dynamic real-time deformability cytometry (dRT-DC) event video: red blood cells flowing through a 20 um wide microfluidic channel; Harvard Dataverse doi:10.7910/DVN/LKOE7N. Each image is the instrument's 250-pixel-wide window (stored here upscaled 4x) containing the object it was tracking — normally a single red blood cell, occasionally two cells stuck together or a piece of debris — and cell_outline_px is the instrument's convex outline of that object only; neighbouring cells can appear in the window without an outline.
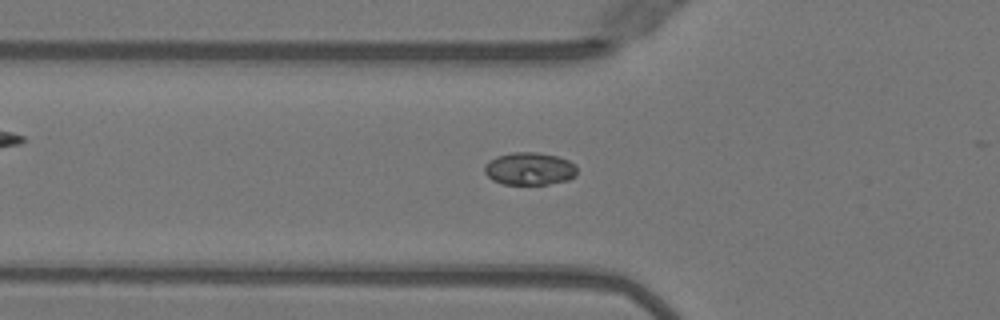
{"species": "Egyptian fruit bat (a non-hibernating species)", "species_latin": "Rousettus aegyptiacus", "temperature_condition": "warm", "stored_images_in_passage": 41, "camera_frame_rate_fps": 3000, "um_per_image_px": 0.085, "animal": {"sex": "female"}, "frame": {"image": 1, "passage_image": 7, "time_ms": 2.0, "image_size_px": [1000, 320], "cell_outline_px": [[576, 176], [568, 180], [548, 184], [504, 184], [492, 180], [484, 172], [484, 168], [488, 160], [496, 156], [512, 152], [536, 152], [556, 156], [568, 160], [576, 164]], "centroid_in_image_um": [45.0, 14.34], "position_along_channel_um": 80.8, "area_um2": 17.69}}
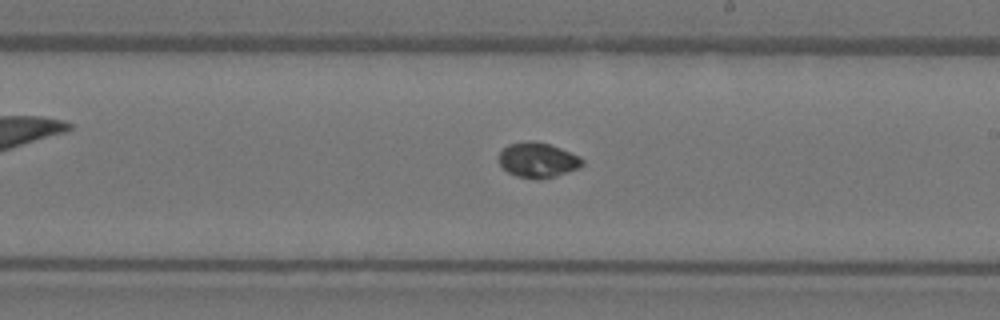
{"frame": {"image": 2, "passage_image": 19, "time_ms": 6.0, "image_size_px": [1000, 320], "cell_outline_px": [[584, 164], [580, 168], [556, 176], [536, 180], [516, 176], [508, 172], [496, 160], [500, 152], [508, 144], [528, 140], [532, 140], [548, 144], [560, 148], [580, 156], [584, 160]], "centroid_in_image_um": [45.71, 13.61], "position_along_channel_um": 243.3, "area_um2": 17.28}}
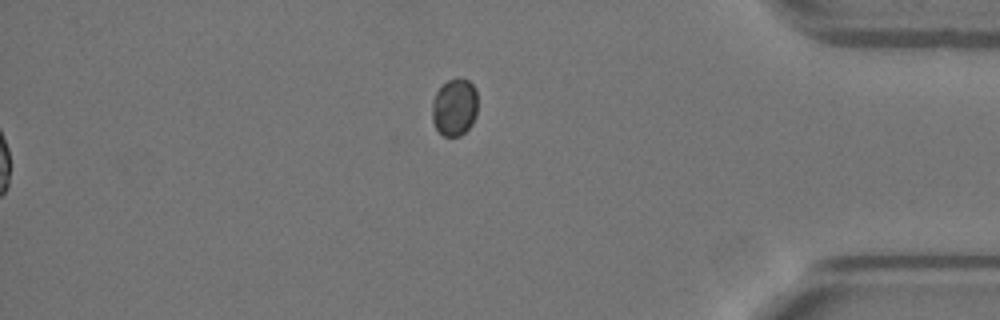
{"frame": {"image": 3, "passage_image": 41, "time_ms": 13.333, "image_size_px": [1000, 320], "cell_outline_px": [[476, 116], [472, 124], [460, 136], [444, 136], [436, 128], [432, 120], [432, 100], [436, 92], [448, 80], [468, 80], [476, 88]], "centroid_in_image_um": [38.62, 9.14], "position_along_channel_um": 396.6, "area_um2": 15.03}, "authors_computed_cell_mechanics": {"area_um2": 16.8776, "velocity_mm_per_s": 4.0439, "shape_relaxation_time_tau1_ms": 5.6357, "shape_relaxation_time_tau2_ms": null, "deformation_change_tau1": 0.0887, "deformation_change_tau2": null}}